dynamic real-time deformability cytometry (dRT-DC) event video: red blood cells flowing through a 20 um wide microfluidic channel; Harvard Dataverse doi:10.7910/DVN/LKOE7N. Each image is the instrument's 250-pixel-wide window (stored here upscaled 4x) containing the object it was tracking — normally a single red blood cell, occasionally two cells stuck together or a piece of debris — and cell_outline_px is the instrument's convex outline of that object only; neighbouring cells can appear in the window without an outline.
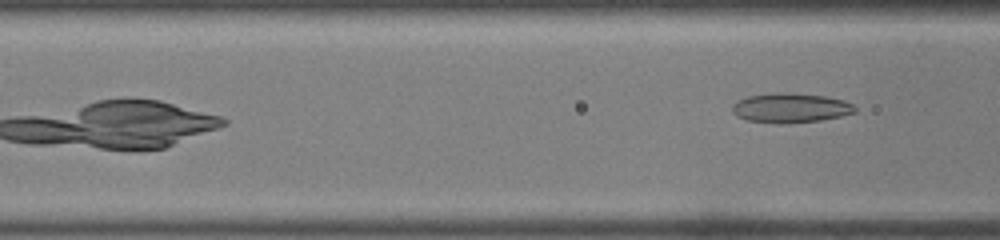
{"species": "common noctule bat (a hibernating species)", "species_latin": "Nyctalus noctula", "temperature_condition": "warm", "stored_images_in_passage": 17, "camera_frame_rate_fps": 3000, "um_per_image_px": 0.085, "animal": {"sex": "male", "body_mass_g": 19.0, "forearm_length_mm": 50.8}, "frame": {"image": 1, "passage_image": 17, "time_ms": 5.333, "image_size_px": [1000, 240], "cell_outline_px": [[856, 112], [840, 116], [820, 120], [780, 124], [748, 120], [736, 116], [732, 112], [732, 104], [736, 100], [748, 96], [780, 92], [788, 92], [824, 96], [844, 100], [852, 104], [856, 108]], "centroid_in_image_um": [67.16, 9.17], "position_along_channel_um": 99.4, "area_um2": 21.15}}